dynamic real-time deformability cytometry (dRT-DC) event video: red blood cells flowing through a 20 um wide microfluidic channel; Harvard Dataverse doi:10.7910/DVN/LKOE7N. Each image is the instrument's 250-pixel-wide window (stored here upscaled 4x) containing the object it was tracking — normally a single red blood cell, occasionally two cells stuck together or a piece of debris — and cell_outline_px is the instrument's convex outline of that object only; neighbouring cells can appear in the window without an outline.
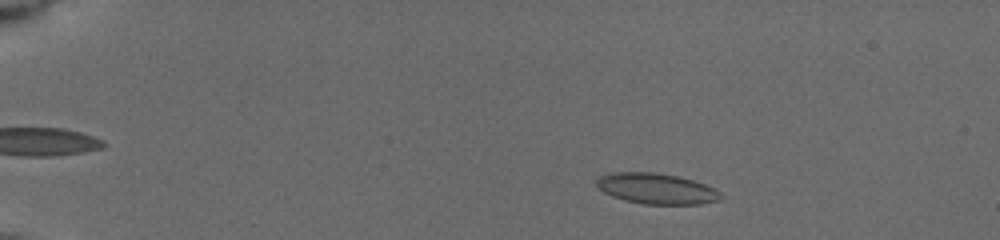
{"species": "common noctule bat (a hibernating species)", "species_latin": "Nyctalus noctula", "temperature_condition": "cold", "stored_images_in_passage": 38, "camera_frame_rate_fps": 3000, "um_per_image_px": 0.085, "animal": {"sex": "female", "body_mass_g": 19.5, "forearm_length_mm": 54.1}, "frame": {"image": 1, "passage_image": 10, "time_ms": 2.0, "image_size_px": [1000, 240], "cell_outline_px": [[724, 196], [720, 200], [700, 204], [640, 204], [624, 200], [612, 196], [596, 188], [596, 180], [600, 176], [616, 172], [656, 172], [676, 176], [692, 180], [704, 184], [720, 192]], "centroid_in_image_um": [55.78, 16.04], "position_along_channel_um": 29.2, "area_um2": 22.25}}
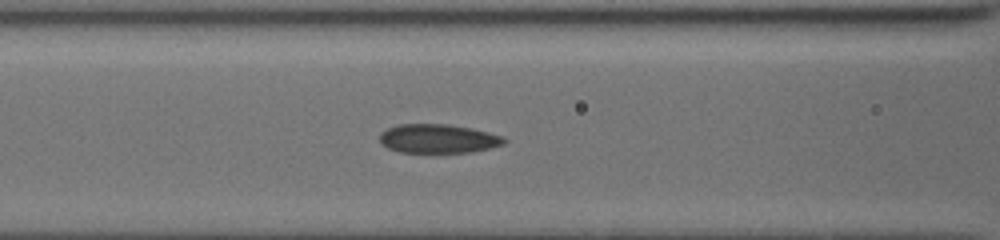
{"frame": {"image": 2, "passage_image": 33, "time_ms": 7.0, "image_size_px": [1000, 240], "cell_outline_px": [[508, 140], [504, 144], [472, 152], [432, 156], [400, 152], [388, 148], [380, 144], [380, 132], [388, 128], [400, 124], [448, 124], [488, 132], [504, 136]], "centroid_in_image_um": [37.22, 11.84], "position_along_channel_um": 129.4, "area_um2": 21.96}}
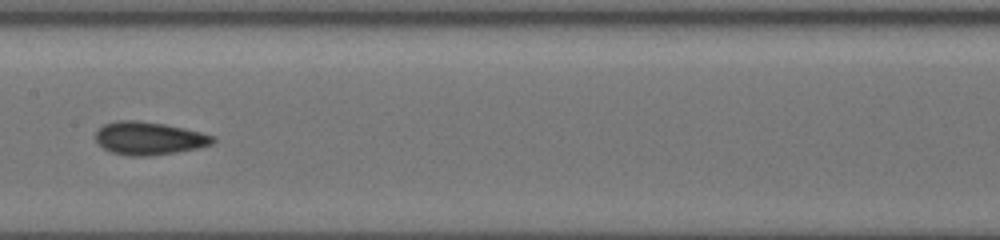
{"frame": {"image": 3, "passage_image": 36, "time_ms": 8.667, "image_size_px": [1000, 240], "cell_outline_px": [[216, 140], [212, 144], [200, 148], [176, 152], [148, 156], [128, 156], [112, 152], [104, 148], [96, 140], [96, 132], [104, 124], [116, 120], [136, 120], [164, 124], [184, 128], [216, 136]], "centroid_in_image_um": [12.7, 11.75], "position_along_channel_um": 194.7, "area_um2": 22.54}}